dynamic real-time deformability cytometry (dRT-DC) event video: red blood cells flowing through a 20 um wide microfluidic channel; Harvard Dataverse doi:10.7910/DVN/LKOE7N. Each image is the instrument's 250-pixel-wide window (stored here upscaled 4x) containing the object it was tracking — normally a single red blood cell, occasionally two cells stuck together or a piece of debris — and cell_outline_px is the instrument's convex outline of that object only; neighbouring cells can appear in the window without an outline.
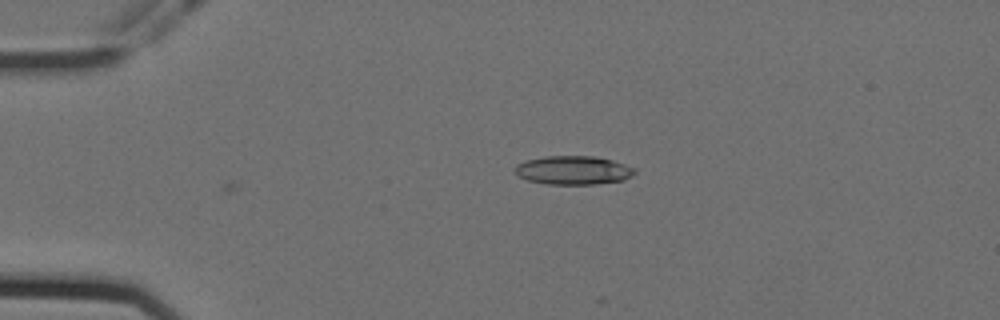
{"species": "Egyptian fruit bat (a non-hibernating species)", "species_latin": "Rousettus aegyptiacus", "temperature_condition": "cold", "stored_images_in_passage": 4, "camera_frame_rate_fps": 3000, "um_per_image_px": 0.085, "animal": {"sex": "female"}, "frame": {"image": 1, "passage_image": 1, "time_ms": 0.0, "image_size_px": [1000, 320], "cell_outline_px": [[636, 172], [632, 176], [624, 180], [592, 184], [548, 184], [528, 180], [520, 176], [512, 168], [516, 164], [528, 160], [544, 156], [592, 156], [612, 160], [636, 168]], "centroid_in_image_um": [48.74, 14.46], "position_along_channel_um": 36.3, "area_um2": 19.94}}